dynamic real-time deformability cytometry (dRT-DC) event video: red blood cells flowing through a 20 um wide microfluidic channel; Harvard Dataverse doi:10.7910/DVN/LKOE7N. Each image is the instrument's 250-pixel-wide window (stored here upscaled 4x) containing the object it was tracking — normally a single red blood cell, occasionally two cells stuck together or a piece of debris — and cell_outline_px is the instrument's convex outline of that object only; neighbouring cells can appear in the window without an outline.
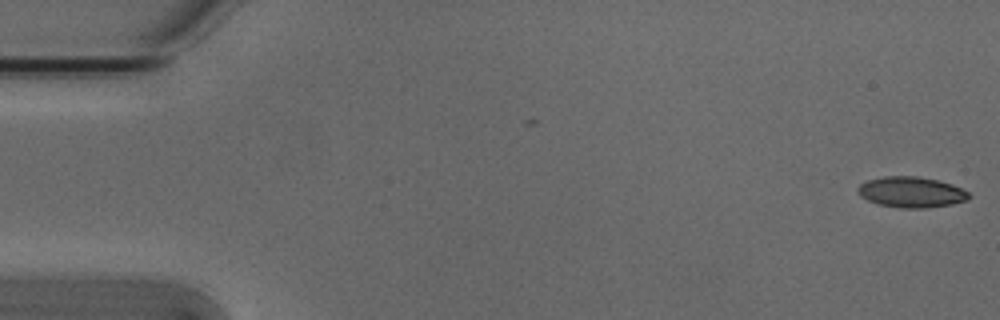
{"species": "Egyptian fruit bat (a non-hibernating species)", "species_latin": "Rousettus aegyptiacus", "temperature_condition": "cold", "stored_images_in_passage": 4, "camera_frame_rate_fps": 3000, "um_per_image_px": 0.085, "animal": {"sex": "male"}, "frame": {"image": 1, "passage_image": 1, "time_ms": 0.0, "image_size_px": [1000, 320], "cell_outline_px": [[972, 196], [968, 200], [952, 204], [928, 208], [900, 208], [880, 204], [868, 200], [860, 196], [856, 192], [856, 188], [860, 184], [868, 180], [884, 176], [916, 176], [936, 180], [952, 184], [968, 192]], "centroid_in_image_um": [77.45, 16.33], "position_along_channel_um": 7.5, "area_um2": 19.94}}
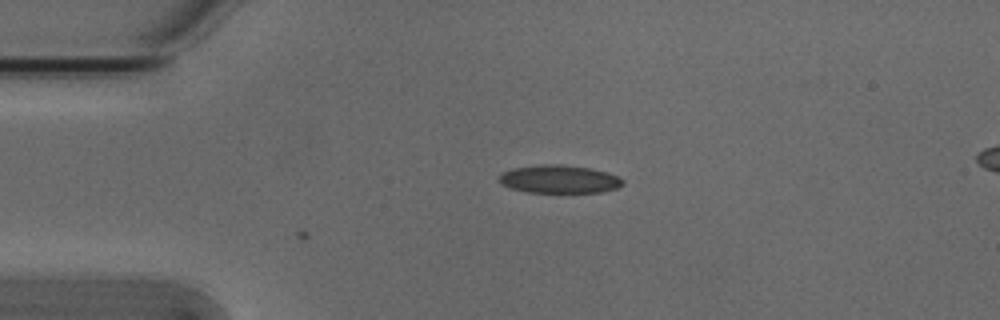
{"frame": {"image": 2, "passage_image": 4, "time_ms": 1.0, "image_size_px": [1000, 320], "cell_outline_px": [[624, 184], [616, 188], [600, 192], [528, 192], [508, 188], [500, 184], [496, 180], [500, 172], [512, 168], [540, 164], [560, 164], [588, 168], [608, 172], [620, 176], [624, 180]], "centroid_in_image_um": [47.48, 15.22], "position_along_channel_um": 37.5, "area_um2": 20.58}}